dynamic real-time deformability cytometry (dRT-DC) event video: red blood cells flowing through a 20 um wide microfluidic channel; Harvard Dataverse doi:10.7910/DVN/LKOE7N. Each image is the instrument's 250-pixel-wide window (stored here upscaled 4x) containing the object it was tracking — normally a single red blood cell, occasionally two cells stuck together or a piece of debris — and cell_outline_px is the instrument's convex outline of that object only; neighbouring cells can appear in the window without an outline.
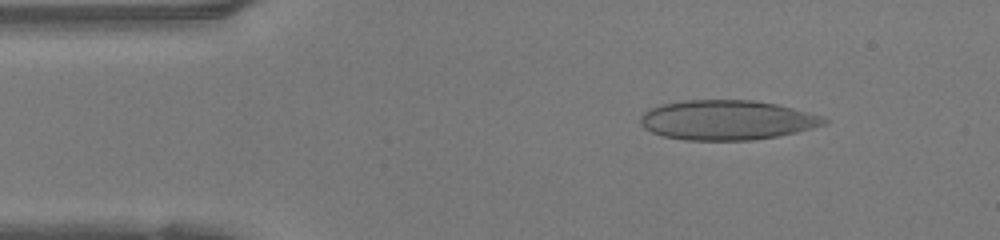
{"species": "human", "species_latin": "Homo sapiens", "temperature_condition": "warm", "stored_images_in_passage": 46, "camera_frame_rate_fps": 3000, "um_per_image_px": 0.085, "donor": {"sex": "female"}, "frame": {"image": 1, "passage_image": 5, "time_ms": 1.333, "image_size_px": [1000, 240], "cell_outline_px": [[828, 124], [796, 132], [776, 136], [752, 140], [684, 140], [664, 136], [652, 132], [644, 128], [640, 124], [640, 116], [648, 108], [660, 104], [684, 100], [752, 100], [776, 104], [792, 108], [820, 116], [828, 120]], "centroid_in_image_um": [61.74, 10.2], "position_along_channel_um": 23.3, "area_um2": 42.48}}
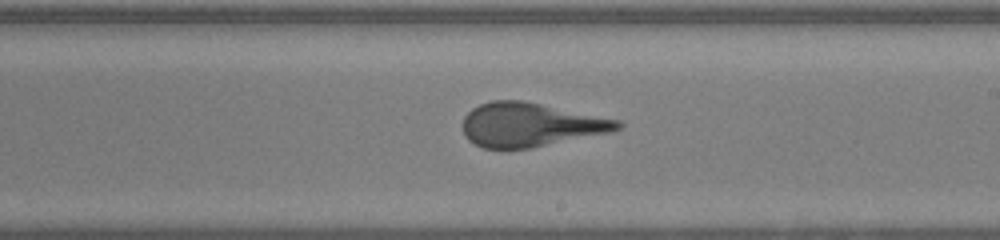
{"frame": {"image": 2, "passage_image": 25, "time_ms": 8.0, "image_size_px": [1000, 240], "cell_outline_px": [[624, 124], [620, 128], [612, 132], [532, 148], [484, 148], [468, 140], [464, 136], [464, 116], [472, 108], [480, 104], [492, 100], [524, 100], [620, 120]], "centroid_in_image_um": [45.11, 10.6], "position_along_channel_um": 243.9, "area_um2": 39.65}}
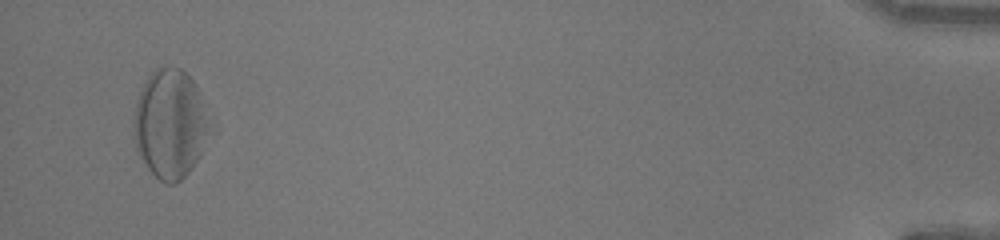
{"frame": {"image": 3, "passage_image": 44, "time_ms": 14.333, "image_size_px": [1000, 240], "cell_outline_px": [[216, 132], [200, 156], [188, 172], [176, 184], [168, 184], [160, 180], [148, 168], [140, 156], [136, 148], [132, 136], [132, 124], [136, 100], [148, 76], [156, 68], [180, 68], [192, 80], [200, 92], [216, 124]], "centroid_in_image_um": [14.55, 10.56], "position_along_channel_um": 420.7, "area_um2": 49.71}, "authors_computed_cell_mechanics": {"area_um2": 41.3559, "velocity_mm_per_s": 4.2142, "shape_relaxation_time_tau1_ms": 5.2231, "shape_relaxation_time_tau2_ms": 0.8322, "deformation_change_tau1": 0.1944, "deformation_change_tau2": 0.087}}